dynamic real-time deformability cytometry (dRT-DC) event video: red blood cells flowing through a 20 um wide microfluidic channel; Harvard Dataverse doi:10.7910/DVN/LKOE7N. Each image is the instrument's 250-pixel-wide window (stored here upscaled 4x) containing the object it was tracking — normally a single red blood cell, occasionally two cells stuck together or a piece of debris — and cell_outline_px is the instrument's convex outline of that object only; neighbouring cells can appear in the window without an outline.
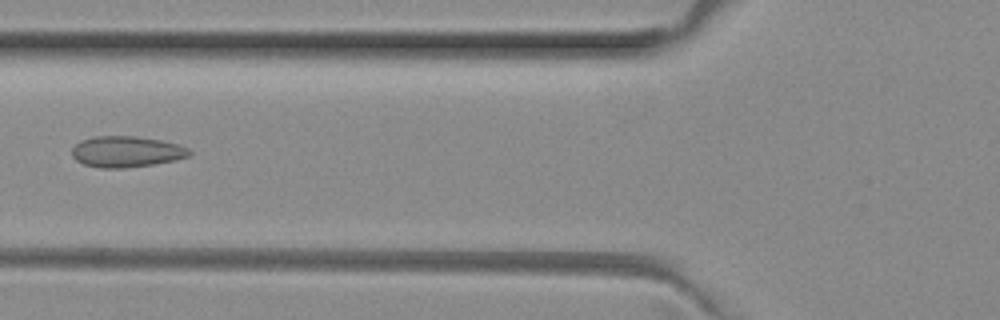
{"species": "common noctule bat (a hibernating species)", "species_latin": "Nyctalus noctula", "temperature_condition": "room temperature", "stored_images_in_passage": 6, "camera_frame_rate_fps": 3000, "um_per_image_px": 0.085, "animal": {"sex": "female", "body_mass_g": 29.2, "forearm_length_mm": 56.3}, "frame": {"image": 1, "passage_image": 6, "time_ms": 1.667, "image_size_px": [1000, 320], "cell_outline_px": [[192, 152], [188, 156], [176, 160], [152, 164], [124, 168], [100, 168], [84, 164], [76, 160], [72, 156], [72, 148], [80, 140], [92, 136], [136, 136], [160, 140], [176, 144], [188, 148]], "centroid_in_image_um": [10.71, 12.89], "position_along_channel_um": 115.1, "area_um2": 21.21}}